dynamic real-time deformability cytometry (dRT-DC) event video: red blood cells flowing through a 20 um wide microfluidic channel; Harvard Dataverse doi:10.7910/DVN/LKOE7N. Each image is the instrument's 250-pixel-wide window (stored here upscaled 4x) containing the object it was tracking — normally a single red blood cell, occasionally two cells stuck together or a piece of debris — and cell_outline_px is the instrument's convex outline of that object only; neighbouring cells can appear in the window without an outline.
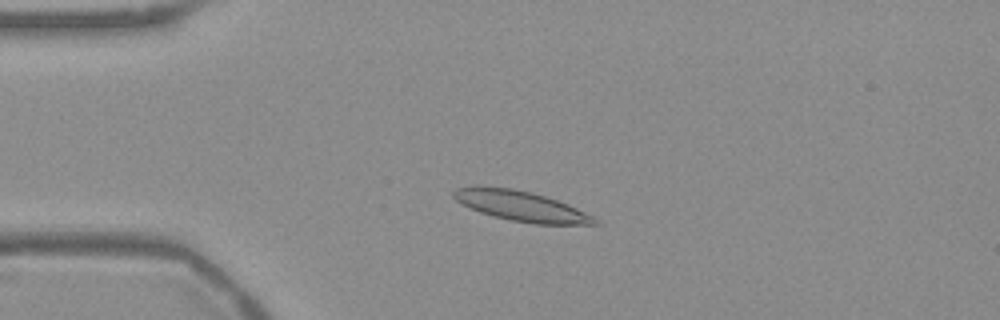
{"species": "Egyptian fruit bat (a non-hibernating species)", "species_latin": "Rousettus aegyptiacus", "temperature_condition": "warm", "stored_images_in_passage": 55, "camera_frame_rate_fps": 3000, "um_per_image_px": 0.085, "frame": {"image": 1, "passage_image": 13, "time_ms": 4.0, "image_size_px": [1000, 320], "cell_outline_px": [[600, 224], [536, 224], [512, 220], [492, 216], [480, 212], [456, 200], [452, 196], [452, 192], [456, 188], [476, 184], [480, 184], [512, 188], [532, 192], [568, 204], [592, 216]], "centroid_in_image_um": [44.2, 17.47], "position_along_channel_um": 40.8, "area_um2": 24.8}}
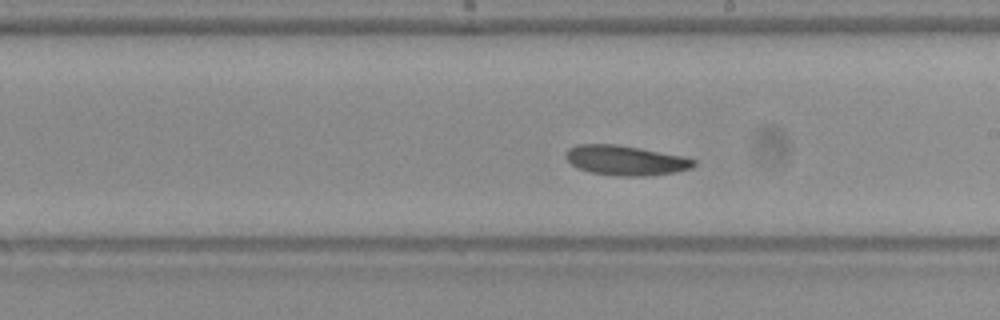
{"frame": {"image": 2, "passage_image": 31, "time_ms": 10.0, "image_size_px": [1000, 320], "cell_outline_px": [[696, 164], [692, 168], [676, 172], [644, 176], [616, 176], [592, 172], [576, 168], [564, 156], [564, 152], [568, 148], [576, 144], [616, 144], [640, 148], [684, 156], [696, 160]], "centroid_in_image_um": [53.16, 13.62], "position_along_channel_um": 235.8, "area_um2": 22.43}}
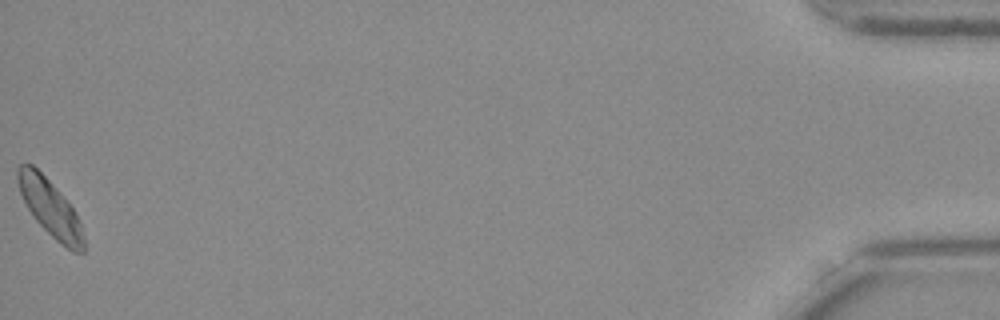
{"frame": {"image": 3, "passage_image": 55, "time_ms": 18.0, "image_size_px": [1000, 320], "cell_outline_px": [[84, 252], [72, 252], [60, 244], [36, 220], [28, 208], [20, 192], [16, 176], [16, 168], [20, 164], [32, 164], [56, 188], [76, 212], [84, 236]], "centroid_in_image_um": [4.27, 17.68], "position_along_channel_um": 430.9, "area_um2": 21.44}, "authors_computed_cell_mechanics": {"area_um2": 22.0218, "velocity_mm_per_s": 3.6888, "shape_relaxation_time_tau1_ms": null, "shape_relaxation_time_tau2_ms": 11.065, "deformation_change_tau1": null, "deformation_change_tau2": 0.1461}}